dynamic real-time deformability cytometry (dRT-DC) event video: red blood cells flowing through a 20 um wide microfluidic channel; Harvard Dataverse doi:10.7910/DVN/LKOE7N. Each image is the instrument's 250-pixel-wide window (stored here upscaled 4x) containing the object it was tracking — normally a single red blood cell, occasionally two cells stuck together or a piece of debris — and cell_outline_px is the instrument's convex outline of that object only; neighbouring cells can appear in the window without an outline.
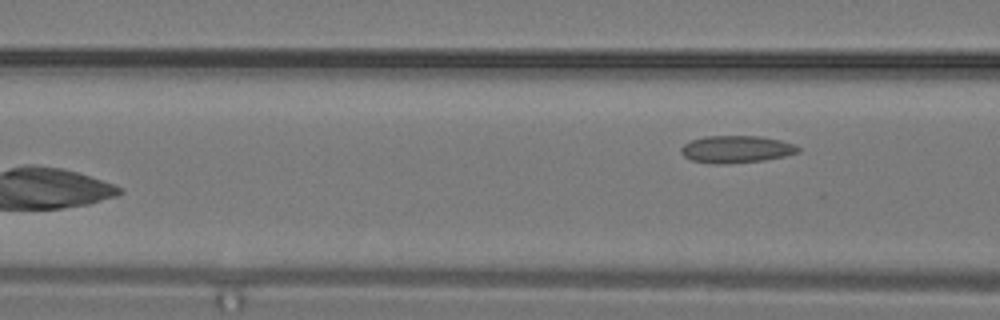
{"species": "common noctule bat (a hibernating species)", "species_latin": "Nyctalus noctula", "temperature_condition": "warm", "stored_images_in_passage": 6, "camera_frame_rate_fps": 3000, "um_per_image_px": 0.085, "animal": {"sex": "male", "body_mass_g": 19.2, "forearm_length_mm": 51.8}, "frame": {"image": 1, "passage_image": 6, "time_ms": 1.667, "image_size_px": [1000, 320], "cell_outline_px": [[800, 152], [784, 156], [764, 160], [728, 164], [712, 164], [692, 160], [684, 156], [680, 152], [680, 148], [684, 144], [692, 140], [704, 136], [760, 136], [780, 140], [792, 144], [800, 148]], "centroid_in_image_um": [62.56, 12.69], "position_along_channel_um": 104.0, "area_um2": 18.61}}